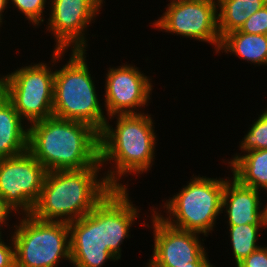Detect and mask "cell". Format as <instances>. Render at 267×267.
<instances>
[{"mask_svg": "<svg viewBox=\"0 0 267 267\" xmlns=\"http://www.w3.org/2000/svg\"><path fill=\"white\" fill-rule=\"evenodd\" d=\"M228 227L232 246L231 249L233 252L232 254L235 259V266H237L241 261L261 246L257 244L258 237L262 235L259 232H261L264 227L267 228V225L241 224Z\"/></svg>", "mask_w": 267, "mask_h": 267, "instance_id": "ffe728a7", "label": "cell"}, {"mask_svg": "<svg viewBox=\"0 0 267 267\" xmlns=\"http://www.w3.org/2000/svg\"><path fill=\"white\" fill-rule=\"evenodd\" d=\"M258 119L252 123V127L248 128L246 135H244L243 139L239 142V150L241 153H236L233 158H231L228 162V167L240 156V154H244L250 150H261L267 149V108L265 111L258 115Z\"/></svg>", "mask_w": 267, "mask_h": 267, "instance_id": "44dd1931", "label": "cell"}, {"mask_svg": "<svg viewBox=\"0 0 267 267\" xmlns=\"http://www.w3.org/2000/svg\"><path fill=\"white\" fill-rule=\"evenodd\" d=\"M176 195L169 197L163 206L166 217L153 207L160 218L171 227L200 233L207 237L215 228L222 213V197L229 177L208 178L194 176Z\"/></svg>", "mask_w": 267, "mask_h": 267, "instance_id": "5b68a950", "label": "cell"}, {"mask_svg": "<svg viewBox=\"0 0 267 267\" xmlns=\"http://www.w3.org/2000/svg\"><path fill=\"white\" fill-rule=\"evenodd\" d=\"M70 263L74 267H103L118 259L103 245L102 201L88 214L69 222Z\"/></svg>", "mask_w": 267, "mask_h": 267, "instance_id": "4fadbf2b", "label": "cell"}, {"mask_svg": "<svg viewBox=\"0 0 267 267\" xmlns=\"http://www.w3.org/2000/svg\"><path fill=\"white\" fill-rule=\"evenodd\" d=\"M153 254L145 267H176L191 263H211L200 233L184 231L168 225L151 208ZM154 212V213H153Z\"/></svg>", "mask_w": 267, "mask_h": 267, "instance_id": "8fae6325", "label": "cell"}, {"mask_svg": "<svg viewBox=\"0 0 267 267\" xmlns=\"http://www.w3.org/2000/svg\"><path fill=\"white\" fill-rule=\"evenodd\" d=\"M140 210L131 201L128 189H112L102 200L103 245L118 260L122 255L121 244L125 238H129L130 229Z\"/></svg>", "mask_w": 267, "mask_h": 267, "instance_id": "5bb4252c", "label": "cell"}, {"mask_svg": "<svg viewBox=\"0 0 267 267\" xmlns=\"http://www.w3.org/2000/svg\"><path fill=\"white\" fill-rule=\"evenodd\" d=\"M230 53L250 64L267 66V35L232 31L221 38L218 53Z\"/></svg>", "mask_w": 267, "mask_h": 267, "instance_id": "e0dca14e", "label": "cell"}, {"mask_svg": "<svg viewBox=\"0 0 267 267\" xmlns=\"http://www.w3.org/2000/svg\"><path fill=\"white\" fill-rule=\"evenodd\" d=\"M9 5H8V0H0V24L2 25L4 17H3V13L6 10V8L8 9Z\"/></svg>", "mask_w": 267, "mask_h": 267, "instance_id": "4316f807", "label": "cell"}, {"mask_svg": "<svg viewBox=\"0 0 267 267\" xmlns=\"http://www.w3.org/2000/svg\"><path fill=\"white\" fill-rule=\"evenodd\" d=\"M176 267H215L213 264L210 263H191L188 262L186 265L176 266Z\"/></svg>", "mask_w": 267, "mask_h": 267, "instance_id": "83f0119b", "label": "cell"}, {"mask_svg": "<svg viewBox=\"0 0 267 267\" xmlns=\"http://www.w3.org/2000/svg\"><path fill=\"white\" fill-rule=\"evenodd\" d=\"M259 191L241 185L233 177L226 180L221 211L227 215L228 226L267 225V207L265 204V207L262 208L263 203Z\"/></svg>", "mask_w": 267, "mask_h": 267, "instance_id": "9a60e30c", "label": "cell"}, {"mask_svg": "<svg viewBox=\"0 0 267 267\" xmlns=\"http://www.w3.org/2000/svg\"><path fill=\"white\" fill-rule=\"evenodd\" d=\"M5 95L2 86L0 85V99Z\"/></svg>", "mask_w": 267, "mask_h": 267, "instance_id": "f546056e", "label": "cell"}, {"mask_svg": "<svg viewBox=\"0 0 267 267\" xmlns=\"http://www.w3.org/2000/svg\"><path fill=\"white\" fill-rule=\"evenodd\" d=\"M101 168L47 172L31 215L69 223L91 212L113 189L104 176H98Z\"/></svg>", "mask_w": 267, "mask_h": 267, "instance_id": "3957f363", "label": "cell"}, {"mask_svg": "<svg viewBox=\"0 0 267 267\" xmlns=\"http://www.w3.org/2000/svg\"><path fill=\"white\" fill-rule=\"evenodd\" d=\"M70 51L67 63L55 69L53 116L86 123L100 133L107 118L86 62L87 50Z\"/></svg>", "mask_w": 267, "mask_h": 267, "instance_id": "277c9868", "label": "cell"}, {"mask_svg": "<svg viewBox=\"0 0 267 267\" xmlns=\"http://www.w3.org/2000/svg\"><path fill=\"white\" fill-rule=\"evenodd\" d=\"M108 69L103 94L106 116L144 113L139 110L143 107L145 109L150 103L153 91L150 76H146L132 64Z\"/></svg>", "mask_w": 267, "mask_h": 267, "instance_id": "7c38bea8", "label": "cell"}, {"mask_svg": "<svg viewBox=\"0 0 267 267\" xmlns=\"http://www.w3.org/2000/svg\"><path fill=\"white\" fill-rule=\"evenodd\" d=\"M46 173L44 166L28 150L13 157L0 158V195L19 214L18 219L32 213Z\"/></svg>", "mask_w": 267, "mask_h": 267, "instance_id": "9c48e42d", "label": "cell"}, {"mask_svg": "<svg viewBox=\"0 0 267 267\" xmlns=\"http://www.w3.org/2000/svg\"><path fill=\"white\" fill-rule=\"evenodd\" d=\"M104 0H50L47 31L55 39L56 51L86 50L87 28L100 14Z\"/></svg>", "mask_w": 267, "mask_h": 267, "instance_id": "30bf717a", "label": "cell"}, {"mask_svg": "<svg viewBox=\"0 0 267 267\" xmlns=\"http://www.w3.org/2000/svg\"><path fill=\"white\" fill-rule=\"evenodd\" d=\"M229 167L233 178L241 185L267 193V149L250 150Z\"/></svg>", "mask_w": 267, "mask_h": 267, "instance_id": "ac0fdd59", "label": "cell"}, {"mask_svg": "<svg viewBox=\"0 0 267 267\" xmlns=\"http://www.w3.org/2000/svg\"><path fill=\"white\" fill-rule=\"evenodd\" d=\"M10 243L0 242V267H16L15 266V247L12 236Z\"/></svg>", "mask_w": 267, "mask_h": 267, "instance_id": "d4e9b609", "label": "cell"}, {"mask_svg": "<svg viewBox=\"0 0 267 267\" xmlns=\"http://www.w3.org/2000/svg\"><path fill=\"white\" fill-rule=\"evenodd\" d=\"M7 223H8V222H0V227H1V228H0V242H4V240L2 239V238H3V237H2L3 234H2V231H1L2 228H3V225H4V227L11 226V225H8ZM6 225H7V226H6Z\"/></svg>", "mask_w": 267, "mask_h": 267, "instance_id": "f1b7e54d", "label": "cell"}, {"mask_svg": "<svg viewBox=\"0 0 267 267\" xmlns=\"http://www.w3.org/2000/svg\"><path fill=\"white\" fill-rule=\"evenodd\" d=\"M117 119L115 128L109 120ZM154 121L150 114H116L107 117L99 133L100 163L112 164L103 176L113 189H128L119 181L128 175L138 176L149 171L155 160L157 144ZM125 177H122L124 176Z\"/></svg>", "mask_w": 267, "mask_h": 267, "instance_id": "6da1fadb", "label": "cell"}, {"mask_svg": "<svg viewBox=\"0 0 267 267\" xmlns=\"http://www.w3.org/2000/svg\"><path fill=\"white\" fill-rule=\"evenodd\" d=\"M165 9L152 23L154 29L209 43L218 53L221 37L217 0H170Z\"/></svg>", "mask_w": 267, "mask_h": 267, "instance_id": "ba28073f", "label": "cell"}, {"mask_svg": "<svg viewBox=\"0 0 267 267\" xmlns=\"http://www.w3.org/2000/svg\"><path fill=\"white\" fill-rule=\"evenodd\" d=\"M28 127V151L47 172L101 166L99 132L92 126L51 116Z\"/></svg>", "mask_w": 267, "mask_h": 267, "instance_id": "7a4b0ae2", "label": "cell"}, {"mask_svg": "<svg viewBox=\"0 0 267 267\" xmlns=\"http://www.w3.org/2000/svg\"><path fill=\"white\" fill-rule=\"evenodd\" d=\"M239 31L250 34L267 35V5L248 18Z\"/></svg>", "mask_w": 267, "mask_h": 267, "instance_id": "603a6c76", "label": "cell"}, {"mask_svg": "<svg viewBox=\"0 0 267 267\" xmlns=\"http://www.w3.org/2000/svg\"><path fill=\"white\" fill-rule=\"evenodd\" d=\"M24 122L4 95L0 99V158L13 157L28 150L29 125Z\"/></svg>", "mask_w": 267, "mask_h": 267, "instance_id": "2e32d148", "label": "cell"}, {"mask_svg": "<svg viewBox=\"0 0 267 267\" xmlns=\"http://www.w3.org/2000/svg\"><path fill=\"white\" fill-rule=\"evenodd\" d=\"M16 212L5 202V199L0 195V222H8L10 215ZM10 214V215H9Z\"/></svg>", "mask_w": 267, "mask_h": 267, "instance_id": "484cf974", "label": "cell"}, {"mask_svg": "<svg viewBox=\"0 0 267 267\" xmlns=\"http://www.w3.org/2000/svg\"><path fill=\"white\" fill-rule=\"evenodd\" d=\"M236 267H267V246H260Z\"/></svg>", "mask_w": 267, "mask_h": 267, "instance_id": "cb8c5ba5", "label": "cell"}, {"mask_svg": "<svg viewBox=\"0 0 267 267\" xmlns=\"http://www.w3.org/2000/svg\"><path fill=\"white\" fill-rule=\"evenodd\" d=\"M17 224L11 234L16 267H58L62 260L70 262L68 223L39 220L28 214Z\"/></svg>", "mask_w": 267, "mask_h": 267, "instance_id": "52a82bcc", "label": "cell"}, {"mask_svg": "<svg viewBox=\"0 0 267 267\" xmlns=\"http://www.w3.org/2000/svg\"><path fill=\"white\" fill-rule=\"evenodd\" d=\"M218 29L224 35L239 30L255 12L267 5V0H217Z\"/></svg>", "mask_w": 267, "mask_h": 267, "instance_id": "d6986e66", "label": "cell"}, {"mask_svg": "<svg viewBox=\"0 0 267 267\" xmlns=\"http://www.w3.org/2000/svg\"><path fill=\"white\" fill-rule=\"evenodd\" d=\"M10 1V3H9ZM46 3L50 4V1L47 0H8V4H12V7L21 14L25 16V18L32 23L33 26H39L41 23L43 24L44 13L47 6ZM44 12V13H43Z\"/></svg>", "mask_w": 267, "mask_h": 267, "instance_id": "7402d4cb", "label": "cell"}, {"mask_svg": "<svg viewBox=\"0 0 267 267\" xmlns=\"http://www.w3.org/2000/svg\"><path fill=\"white\" fill-rule=\"evenodd\" d=\"M65 53L53 50L51 67L44 62L31 63L5 76L2 74L0 85L5 96L27 125L53 116L55 71L52 67L62 60Z\"/></svg>", "mask_w": 267, "mask_h": 267, "instance_id": "8992f818", "label": "cell"}]
</instances>
